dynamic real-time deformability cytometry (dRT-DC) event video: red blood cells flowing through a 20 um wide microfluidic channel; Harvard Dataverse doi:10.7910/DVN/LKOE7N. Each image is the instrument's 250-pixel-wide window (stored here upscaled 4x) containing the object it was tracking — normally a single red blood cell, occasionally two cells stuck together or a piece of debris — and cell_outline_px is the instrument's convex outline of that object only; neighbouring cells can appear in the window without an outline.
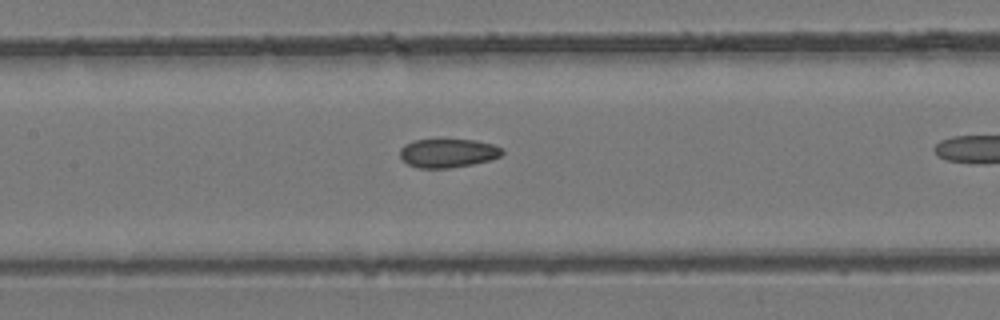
{"species": "common noctule bat (a hibernating species)", "species_latin": "Nyctalus noctula", "temperature_condition": "room temperature", "stored_images_in_passage": 23, "camera_frame_rate_fps": 3000, "um_per_image_px": 0.085, "animal": {"sex": "female", "body_mass_g": 24.6, "forearm_length_mm": 56.2}, "frame": {"image": 1, "passage_image": 20, "time_ms": 6.333, "image_size_px": [1000, 320], "cell_outline_px": [[504, 152], [500, 156], [488, 160], [472, 164], [448, 168], [420, 168], [408, 164], [400, 156], [400, 148], [404, 144], [416, 140], [476, 140], [492, 144], [500, 148]], "centroid_in_image_um": [38.05, 13.01], "position_along_channel_um": 169.3, "area_um2": 16.88}}
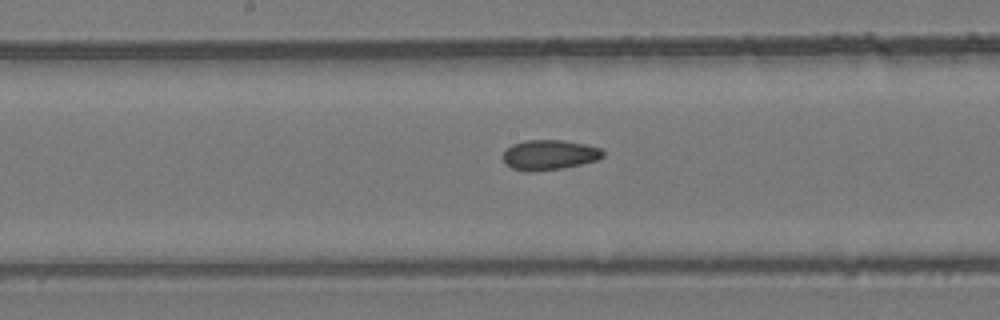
{"frame": {"image": 2, "passage_image": 22, "time_ms": 7.0, "image_size_px": [1000, 320], "cell_outline_px": [[604, 156], [596, 160], [564, 168], [536, 172], [528, 172], [512, 168], [504, 164], [504, 152], [512, 144], [524, 140], [560, 140], [584, 144], [600, 148], [604, 152]], "centroid_in_image_um": [46.67, 13.18], "position_along_channel_um": 201.5, "area_um2": 17.51}}